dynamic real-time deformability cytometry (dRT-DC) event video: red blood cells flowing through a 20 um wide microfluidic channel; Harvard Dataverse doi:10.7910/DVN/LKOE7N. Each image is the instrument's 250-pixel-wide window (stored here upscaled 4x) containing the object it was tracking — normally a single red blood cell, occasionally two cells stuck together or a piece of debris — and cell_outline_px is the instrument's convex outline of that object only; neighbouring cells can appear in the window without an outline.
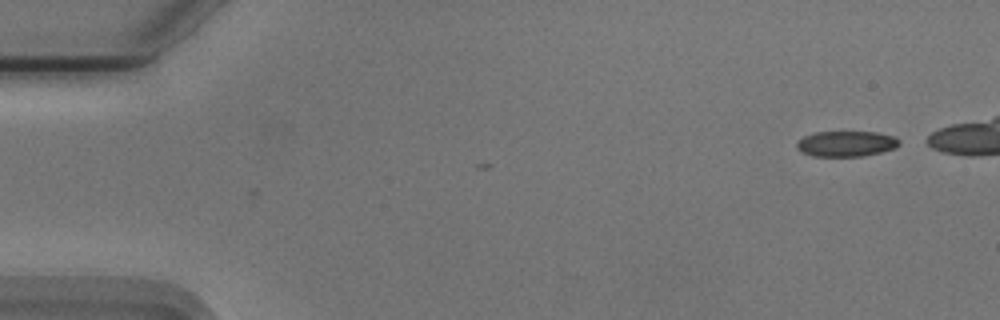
{"species": "Egyptian fruit bat (a non-hibernating species)", "species_latin": "Rousettus aegyptiacus", "temperature_condition": "cold", "stored_images_in_passage": 4, "camera_frame_rate_fps": 3000, "um_per_image_px": 0.085, "animal": {"sex": "male"}, "frame": {"image": 1, "passage_image": 1, "time_ms": 0.0, "image_size_px": [1000, 320], "cell_outline_px": [[900, 144], [896, 148], [864, 156], [812, 156], [800, 152], [796, 148], [796, 140], [804, 136], [816, 132], [876, 132], [896, 136], [900, 140]], "centroid_in_image_um": [71.92, 12.22], "position_along_channel_um": 13.1, "area_um2": 15.49}}